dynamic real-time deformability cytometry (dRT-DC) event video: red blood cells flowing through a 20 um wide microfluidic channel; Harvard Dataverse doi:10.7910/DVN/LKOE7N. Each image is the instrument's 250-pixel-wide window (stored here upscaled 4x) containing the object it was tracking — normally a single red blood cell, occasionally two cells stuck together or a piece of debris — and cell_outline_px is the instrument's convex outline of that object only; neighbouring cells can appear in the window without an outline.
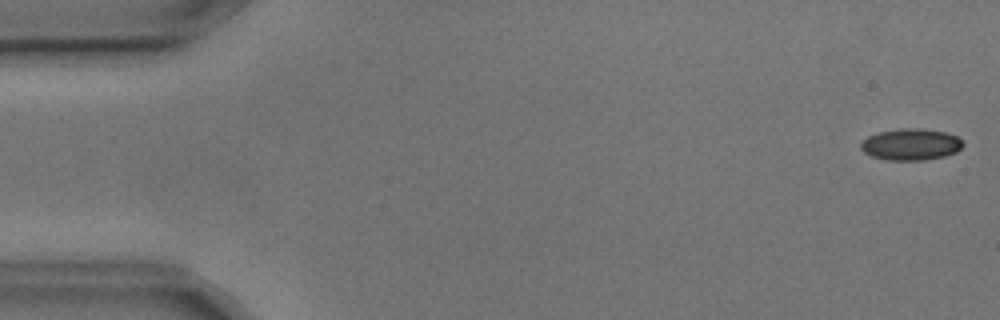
{"species": "common noctule bat (a hibernating species)", "species_latin": "Nyctalus noctula", "temperature_condition": "cold", "stored_images_in_passage": 3, "camera_frame_rate_fps": 3000, "um_per_image_px": 0.085, "animal": {"sex": "male", "body_mass_g": 17.9, "forearm_length_mm": 54.2}, "frame": {"image": 1, "passage_image": 1, "time_ms": 0.0, "image_size_px": [1000, 320], "cell_outline_px": [[964, 144], [956, 152], [944, 156], [924, 160], [888, 160], [872, 156], [864, 152], [860, 148], [860, 144], [868, 136], [880, 132], [900, 128], [920, 128], [944, 132], [956, 136], [964, 140]], "centroid_in_image_um": [77.44, 12.27], "position_along_channel_um": 7.6, "area_um2": 18.73}}
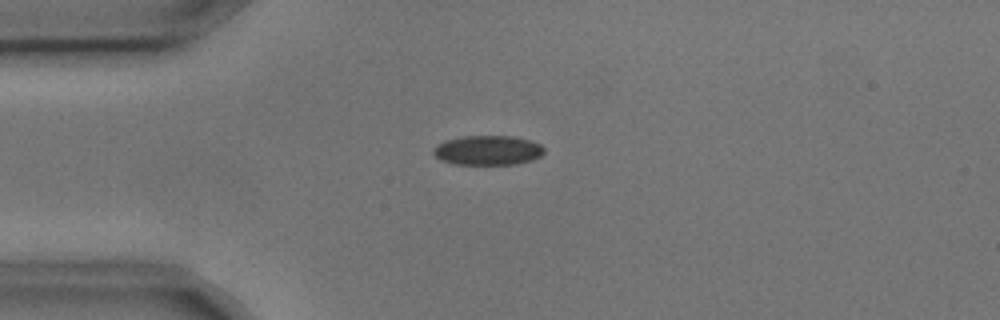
{"frame": {"image": 2, "passage_image": 3, "time_ms": 0.667, "image_size_px": [1000, 320], "cell_outline_px": [[544, 152], [540, 156], [532, 160], [516, 164], [452, 164], [440, 160], [432, 152], [432, 148], [436, 144], [444, 140], [464, 136], [512, 136], [532, 140], [540, 144], [544, 148]], "centroid_in_image_um": [41.44, 12.77], "position_along_channel_um": 43.6, "area_um2": 19.31}}